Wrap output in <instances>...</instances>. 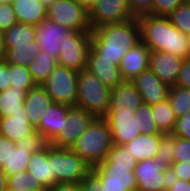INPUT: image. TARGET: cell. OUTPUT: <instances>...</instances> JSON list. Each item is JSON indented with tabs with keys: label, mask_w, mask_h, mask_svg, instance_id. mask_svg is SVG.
Wrapping results in <instances>:
<instances>
[{
	"label": "cell",
	"mask_w": 190,
	"mask_h": 191,
	"mask_svg": "<svg viewBox=\"0 0 190 191\" xmlns=\"http://www.w3.org/2000/svg\"><path fill=\"white\" fill-rule=\"evenodd\" d=\"M91 32V49L101 59L111 60L118 66L128 50L141 42L137 17L124 23L102 25Z\"/></svg>",
	"instance_id": "1"
},
{
	"label": "cell",
	"mask_w": 190,
	"mask_h": 191,
	"mask_svg": "<svg viewBox=\"0 0 190 191\" xmlns=\"http://www.w3.org/2000/svg\"><path fill=\"white\" fill-rule=\"evenodd\" d=\"M137 19L141 30V41L151 51H162L183 59L190 56L188 35L176 29L167 16L146 14Z\"/></svg>",
	"instance_id": "2"
},
{
	"label": "cell",
	"mask_w": 190,
	"mask_h": 191,
	"mask_svg": "<svg viewBox=\"0 0 190 191\" xmlns=\"http://www.w3.org/2000/svg\"><path fill=\"white\" fill-rule=\"evenodd\" d=\"M137 164L124 145H113L106 158L91 171L100 179L102 191H135Z\"/></svg>",
	"instance_id": "3"
},
{
	"label": "cell",
	"mask_w": 190,
	"mask_h": 191,
	"mask_svg": "<svg viewBox=\"0 0 190 191\" xmlns=\"http://www.w3.org/2000/svg\"><path fill=\"white\" fill-rule=\"evenodd\" d=\"M113 145L108 122L104 117H95L71 150L93 168L106 158Z\"/></svg>",
	"instance_id": "4"
},
{
	"label": "cell",
	"mask_w": 190,
	"mask_h": 191,
	"mask_svg": "<svg viewBox=\"0 0 190 191\" xmlns=\"http://www.w3.org/2000/svg\"><path fill=\"white\" fill-rule=\"evenodd\" d=\"M112 88L103 84L88 70L78 75L76 107L85 109L95 117H104L109 110Z\"/></svg>",
	"instance_id": "5"
},
{
	"label": "cell",
	"mask_w": 190,
	"mask_h": 191,
	"mask_svg": "<svg viewBox=\"0 0 190 191\" xmlns=\"http://www.w3.org/2000/svg\"><path fill=\"white\" fill-rule=\"evenodd\" d=\"M52 168L55 172V185L80 183L92 169L71 148L54 146H52Z\"/></svg>",
	"instance_id": "6"
},
{
	"label": "cell",
	"mask_w": 190,
	"mask_h": 191,
	"mask_svg": "<svg viewBox=\"0 0 190 191\" xmlns=\"http://www.w3.org/2000/svg\"><path fill=\"white\" fill-rule=\"evenodd\" d=\"M78 75L76 70L57 65L40 85L53 102L73 107L77 100Z\"/></svg>",
	"instance_id": "7"
},
{
	"label": "cell",
	"mask_w": 190,
	"mask_h": 191,
	"mask_svg": "<svg viewBox=\"0 0 190 191\" xmlns=\"http://www.w3.org/2000/svg\"><path fill=\"white\" fill-rule=\"evenodd\" d=\"M47 19L74 32L92 31L89 13L74 0H55L47 7Z\"/></svg>",
	"instance_id": "8"
},
{
	"label": "cell",
	"mask_w": 190,
	"mask_h": 191,
	"mask_svg": "<svg viewBox=\"0 0 190 191\" xmlns=\"http://www.w3.org/2000/svg\"><path fill=\"white\" fill-rule=\"evenodd\" d=\"M91 31L73 32L60 46L57 64L78 72L85 70L91 48Z\"/></svg>",
	"instance_id": "9"
},
{
	"label": "cell",
	"mask_w": 190,
	"mask_h": 191,
	"mask_svg": "<svg viewBox=\"0 0 190 191\" xmlns=\"http://www.w3.org/2000/svg\"><path fill=\"white\" fill-rule=\"evenodd\" d=\"M134 173L139 191L167 190L170 185V170L160 165L156 158L138 162Z\"/></svg>",
	"instance_id": "10"
},
{
	"label": "cell",
	"mask_w": 190,
	"mask_h": 191,
	"mask_svg": "<svg viewBox=\"0 0 190 191\" xmlns=\"http://www.w3.org/2000/svg\"><path fill=\"white\" fill-rule=\"evenodd\" d=\"M134 18L127 0H96L89 12L92 30L102 25L124 23Z\"/></svg>",
	"instance_id": "11"
},
{
	"label": "cell",
	"mask_w": 190,
	"mask_h": 191,
	"mask_svg": "<svg viewBox=\"0 0 190 191\" xmlns=\"http://www.w3.org/2000/svg\"><path fill=\"white\" fill-rule=\"evenodd\" d=\"M94 118L95 116L85 109L69 107L66 114V128L59 132L49 144L59 148H71Z\"/></svg>",
	"instance_id": "12"
},
{
	"label": "cell",
	"mask_w": 190,
	"mask_h": 191,
	"mask_svg": "<svg viewBox=\"0 0 190 191\" xmlns=\"http://www.w3.org/2000/svg\"><path fill=\"white\" fill-rule=\"evenodd\" d=\"M35 29L36 41L40 49L44 53L51 55L52 59L58 62L60 46H63L65 39L74 31L48 19L42 20L35 26Z\"/></svg>",
	"instance_id": "13"
},
{
	"label": "cell",
	"mask_w": 190,
	"mask_h": 191,
	"mask_svg": "<svg viewBox=\"0 0 190 191\" xmlns=\"http://www.w3.org/2000/svg\"><path fill=\"white\" fill-rule=\"evenodd\" d=\"M104 118L111 129L114 145H125L141 134L135 112H107Z\"/></svg>",
	"instance_id": "14"
},
{
	"label": "cell",
	"mask_w": 190,
	"mask_h": 191,
	"mask_svg": "<svg viewBox=\"0 0 190 191\" xmlns=\"http://www.w3.org/2000/svg\"><path fill=\"white\" fill-rule=\"evenodd\" d=\"M184 59L162 51H150L149 69L169 87L175 86Z\"/></svg>",
	"instance_id": "15"
},
{
	"label": "cell",
	"mask_w": 190,
	"mask_h": 191,
	"mask_svg": "<svg viewBox=\"0 0 190 191\" xmlns=\"http://www.w3.org/2000/svg\"><path fill=\"white\" fill-rule=\"evenodd\" d=\"M52 146L44 143L29 159L27 172L38 179L46 189L55 186V172L52 171Z\"/></svg>",
	"instance_id": "16"
},
{
	"label": "cell",
	"mask_w": 190,
	"mask_h": 191,
	"mask_svg": "<svg viewBox=\"0 0 190 191\" xmlns=\"http://www.w3.org/2000/svg\"><path fill=\"white\" fill-rule=\"evenodd\" d=\"M141 94L143 103L153 105L167 99L169 86L163 83L149 68L131 81Z\"/></svg>",
	"instance_id": "17"
},
{
	"label": "cell",
	"mask_w": 190,
	"mask_h": 191,
	"mask_svg": "<svg viewBox=\"0 0 190 191\" xmlns=\"http://www.w3.org/2000/svg\"><path fill=\"white\" fill-rule=\"evenodd\" d=\"M69 106L53 102L42 114L39 125L36 128L38 137L45 143H50L59 132L67 125L66 114Z\"/></svg>",
	"instance_id": "18"
},
{
	"label": "cell",
	"mask_w": 190,
	"mask_h": 191,
	"mask_svg": "<svg viewBox=\"0 0 190 191\" xmlns=\"http://www.w3.org/2000/svg\"><path fill=\"white\" fill-rule=\"evenodd\" d=\"M0 135L15 143L33 141L38 138L36 128L29 123L24 110L23 113L0 118Z\"/></svg>",
	"instance_id": "19"
},
{
	"label": "cell",
	"mask_w": 190,
	"mask_h": 191,
	"mask_svg": "<svg viewBox=\"0 0 190 191\" xmlns=\"http://www.w3.org/2000/svg\"><path fill=\"white\" fill-rule=\"evenodd\" d=\"M143 103L141 94L131 81L112 88L108 112H135Z\"/></svg>",
	"instance_id": "20"
},
{
	"label": "cell",
	"mask_w": 190,
	"mask_h": 191,
	"mask_svg": "<svg viewBox=\"0 0 190 191\" xmlns=\"http://www.w3.org/2000/svg\"><path fill=\"white\" fill-rule=\"evenodd\" d=\"M150 51L142 41L128 50L119 65L125 81L134 80L143 70L149 68Z\"/></svg>",
	"instance_id": "21"
},
{
	"label": "cell",
	"mask_w": 190,
	"mask_h": 191,
	"mask_svg": "<svg viewBox=\"0 0 190 191\" xmlns=\"http://www.w3.org/2000/svg\"><path fill=\"white\" fill-rule=\"evenodd\" d=\"M86 70L110 88L125 81L118 65L111 62V60L101 59V56L97 55L91 48L88 54Z\"/></svg>",
	"instance_id": "22"
},
{
	"label": "cell",
	"mask_w": 190,
	"mask_h": 191,
	"mask_svg": "<svg viewBox=\"0 0 190 191\" xmlns=\"http://www.w3.org/2000/svg\"><path fill=\"white\" fill-rule=\"evenodd\" d=\"M45 142L38 137L33 141L17 142L14 150H11L8 164L2 170L6 176L26 171L32 153L36 152Z\"/></svg>",
	"instance_id": "23"
},
{
	"label": "cell",
	"mask_w": 190,
	"mask_h": 191,
	"mask_svg": "<svg viewBox=\"0 0 190 191\" xmlns=\"http://www.w3.org/2000/svg\"><path fill=\"white\" fill-rule=\"evenodd\" d=\"M52 103L53 100L51 97L39 84L26 93L24 111L27 114L29 123L33 127H38L42 114L47 112V108L50 107Z\"/></svg>",
	"instance_id": "24"
},
{
	"label": "cell",
	"mask_w": 190,
	"mask_h": 191,
	"mask_svg": "<svg viewBox=\"0 0 190 191\" xmlns=\"http://www.w3.org/2000/svg\"><path fill=\"white\" fill-rule=\"evenodd\" d=\"M12 6L18 23L36 26L47 19V8L41 0H15Z\"/></svg>",
	"instance_id": "25"
},
{
	"label": "cell",
	"mask_w": 190,
	"mask_h": 191,
	"mask_svg": "<svg viewBox=\"0 0 190 191\" xmlns=\"http://www.w3.org/2000/svg\"><path fill=\"white\" fill-rule=\"evenodd\" d=\"M160 141L161 134H140L124 146L140 162L156 157Z\"/></svg>",
	"instance_id": "26"
},
{
	"label": "cell",
	"mask_w": 190,
	"mask_h": 191,
	"mask_svg": "<svg viewBox=\"0 0 190 191\" xmlns=\"http://www.w3.org/2000/svg\"><path fill=\"white\" fill-rule=\"evenodd\" d=\"M35 25L16 23L8 30L2 32L4 49H12L17 46L29 45L36 40Z\"/></svg>",
	"instance_id": "27"
},
{
	"label": "cell",
	"mask_w": 190,
	"mask_h": 191,
	"mask_svg": "<svg viewBox=\"0 0 190 191\" xmlns=\"http://www.w3.org/2000/svg\"><path fill=\"white\" fill-rule=\"evenodd\" d=\"M26 93V90L13 86L0 92V118L23 113Z\"/></svg>",
	"instance_id": "28"
},
{
	"label": "cell",
	"mask_w": 190,
	"mask_h": 191,
	"mask_svg": "<svg viewBox=\"0 0 190 191\" xmlns=\"http://www.w3.org/2000/svg\"><path fill=\"white\" fill-rule=\"evenodd\" d=\"M151 111L158 131L162 134H172L177 117L175 116L168 99L158 104L151 105Z\"/></svg>",
	"instance_id": "29"
},
{
	"label": "cell",
	"mask_w": 190,
	"mask_h": 191,
	"mask_svg": "<svg viewBox=\"0 0 190 191\" xmlns=\"http://www.w3.org/2000/svg\"><path fill=\"white\" fill-rule=\"evenodd\" d=\"M57 65V62L52 59L51 55L41 50L27 67L36 84L40 85L48 78Z\"/></svg>",
	"instance_id": "30"
},
{
	"label": "cell",
	"mask_w": 190,
	"mask_h": 191,
	"mask_svg": "<svg viewBox=\"0 0 190 191\" xmlns=\"http://www.w3.org/2000/svg\"><path fill=\"white\" fill-rule=\"evenodd\" d=\"M40 51L41 49L35 40L30 42L29 45L5 49L3 59L11 64L28 66Z\"/></svg>",
	"instance_id": "31"
},
{
	"label": "cell",
	"mask_w": 190,
	"mask_h": 191,
	"mask_svg": "<svg viewBox=\"0 0 190 191\" xmlns=\"http://www.w3.org/2000/svg\"><path fill=\"white\" fill-rule=\"evenodd\" d=\"M167 99L177 118L190 112V88L171 86Z\"/></svg>",
	"instance_id": "32"
},
{
	"label": "cell",
	"mask_w": 190,
	"mask_h": 191,
	"mask_svg": "<svg viewBox=\"0 0 190 191\" xmlns=\"http://www.w3.org/2000/svg\"><path fill=\"white\" fill-rule=\"evenodd\" d=\"M7 189L23 191H47L37 178L26 171L7 176Z\"/></svg>",
	"instance_id": "33"
},
{
	"label": "cell",
	"mask_w": 190,
	"mask_h": 191,
	"mask_svg": "<svg viewBox=\"0 0 190 191\" xmlns=\"http://www.w3.org/2000/svg\"><path fill=\"white\" fill-rule=\"evenodd\" d=\"M9 75L11 86L15 88L28 92L37 85L27 66L9 63Z\"/></svg>",
	"instance_id": "34"
},
{
	"label": "cell",
	"mask_w": 190,
	"mask_h": 191,
	"mask_svg": "<svg viewBox=\"0 0 190 191\" xmlns=\"http://www.w3.org/2000/svg\"><path fill=\"white\" fill-rule=\"evenodd\" d=\"M175 147L176 136L173 134H161L159 149L155 157L160 165H165L168 169L171 168L174 163L173 155Z\"/></svg>",
	"instance_id": "35"
},
{
	"label": "cell",
	"mask_w": 190,
	"mask_h": 191,
	"mask_svg": "<svg viewBox=\"0 0 190 191\" xmlns=\"http://www.w3.org/2000/svg\"><path fill=\"white\" fill-rule=\"evenodd\" d=\"M135 118H137L138 128L141 130V134H162L158 131L153 118L151 105L142 103L135 111Z\"/></svg>",
	"instance_id": "36"
},
{
	"label": "cell",
	"mask_w": 190,
	"mask_h": 191,
	"mask_svg": "<svg viewBox=\"0 0 190 191\" xmlns=\"http://www.w3.org/2000/svg\"><path fill=\"white\" fill-rule=\"evenodd\" d=\"M167 17L181 33L190 34V0L179 5Z\"/></svg>",
	"instance_id": "37"
},
{
	"label": "cell",
	"mask_w": 190,
	"mask_h": 191,
	"mask_svg": "<svg viewBox=\"0 0 190 191\" xmlns=\"http://www.w3.org/2000/svg\"><path fill=\"white\" fill-rule=\"evenodd\" d=\"M187 0H154L152 4V15L168 16L179 5Z\"/></svg>",
	"instance_id": "38"
},
{
	"label": "cell",
	"mask_w": 190,
	"mask_h": 191,
	"mask_svg": "<svg viewBox=\"0 0 190 191\" xmlns=\"http://www.w3.org/2000/svg\"><path fill=\"white\" fill-rule=\"evenodd\" d=\"M17 23L12 4L0 3V31L8 30Z\"/></svg>",
	"instance_id": "39"
},
{
	"label": "cell",
	"mask_w": 190,
	"mask_h": 191,
	"mask_svg": "<svg viewBox=\"0 0 190 191\" xmlns=\"http://www.w3.org/2000/svg\"><path fill=\"white\" fill-rule=\"evenodd\" d=\"M174 151V162H190V140L176 136V147Z\"/></svg>",
	"instance_id": "40"
},
{
	"label": "cell",
	"mask_w": 190,
	"mask_h": 191,
	"mask_svg": "<svg viewBox=\"0 0 190 191\" xmlns=\"http://www.w3.org/2000/svg\"><path fill=\"white\" fill-rule=\"evenodd\" d=\"M154 0H127L129 9L134 17L150 14L152 15V4Z\"/></svg>",
	"instance_id": "41"
},
{
	"label": "cell",
	"mask_w": 190,
	"mask_h": 191,
	"mask_svg": "<svg viewBox=\"0 0 190 191\" xmlns=\"http://www.w3.org/2000/svg\"><path fill=\"white\" fill-rule=\"evenodd\" d=\"M172 134L174 136L190 140V112L177 118Z\"/></svg>",
	"instance_id": "42"
},
{
	"label": "cell",
	"mask_w": 190,
	"mask_h": 191,
	"mask_svg": "<svg viewBox=\"0 0 190 191\" xmlns=\"http://www.w3.org/2000/svg\"><path fill=\"white\" fill-rule=\"evenodd\" d=\"M169 170L171 177L190 181V162H174Z\"/></svg>",
	"instance_id": "43"
},
{
	"label": "cell",
	"mask_w": 190,
	"mask_h": 191,
	"mask_svg": "<svg viewBox=\"0 0 190 191\" xmlns=\"http://www.w3.org/2000/svg\"><path fill=\"white\" fill-rule=\"evenodd\" d=\"M15 147V142L0 135V168H3L5 164H8L11 150H14Z\"/></svg>",
	"instance_id": "44"
},
{
	"label": "cell",
	"mask_w": 190,
	"mask_h": 191,
	"mask_svg": "<svg viewBox=\"0 0 190 191\" xmlns=\"http://www.w3.org/2000/svg\"><path fill=\"white\" fill-rule=\"evenodd\" d=\"M82 191H102L100 179L91 171L81 182Z\"/></svg>",
	"instance_id": "45"
},
{
	"label": "cell",
	"mask_w": 190,
	"mask_h": 191,
	"mask_svg": "<svg viewBox=\"0 0 190 191\" xmlns=\"http://www.w3.org/2000/svg\"><path fill=\"white\" fill-rule=\"evenodd\" d=\"M175 86L190 88V56L184 59Z\"/></svg>",
	"instance_id": "46"
},
{
	"label": "cell",
	"mask_w": 190,
	"mask_h": 191,
	"mask_svg": "<svg viewBox=\"0 0 190 191\" xmlns=\"http://www.w3.org/2000/svg\"><path fill=\"white\" fill-rule=\"evenodd\" d=\"M9 75V63L4 59L0 60V92L11 87Z\"/></svg>",
	"instance_id": "47"
},
{
	"label": "cell",
	"mask_w": 190,
	"mask_h": 191,
	"mask_svg": "<svg viewBox=\"0 0 190 191\" xmlns=\"http://www.w3.org/2000/svg\"><path fill=\"white\" fill-rule=\"evenodd\" d=\"M167 191H190V181H184L171 177Z\"/></svg>",
	"instance_id": "48"
},
{
	"label": "cell",
	"mask_w": 190,
	"mask_h": 191,
	"mask_svg": "<svg viewBox=\"0 0 190 191\" xmlns=\"http://www.w3.org/2000/svg\"><path fill=\"white\" fill-rule=\"evenodd\" d=\"M47 191H82L80 183L56 184Z\"/></svg>",
	"instance_id": "49"
},
{
	"label": "cell",
	"mask_w": 190,
	"mask_h": 191,
	"mask_svg": "<svg viewBox=\"0 0 190 191\" xmlns=\"http://www.w3.org/2000/svg\"><path fill=\"white\" fill-rule=\"evenodd\" d=\"M82 8H84L88 13L94 7L96 0H74Z\"/></svg>",
	"instance_id": "50"
},
{
	"label": "cell",
	"mask_w": 190,
	"mask_h": 191,
	"mask_svg": "<svg viewBox=\"0 0 190 191\" xmlns=\"http://www.w3.org/2000/svg\"><path fill=\"white\" fill-rule=\"evenodd\" d=\"M7 176L5 172L0 168V191H6L7 190Z\"/></svg>",
	"instance_id": "51"
},
{
	"label": "cell",
	"mask_w": 190,
	"mask_h": 191,
	"mask_svg": "<svg viewBox=\"0 0 190 191\" xmlns=\"http://www.w3.org/2000/svg\"><path fill=\"white\" fill-rule=\"evenodd\" d=\"M4 43H3V37H2V32L0 31V60L3 59L4 57Z\"/></svg>",
	"instance_id": "52"
},
{
	"label": "cell",
	"mask_w": 190,
	"mask_h": 191,
	"mask_svg": "<svg viewBox=\"0 0 190 191\" xmlns=\"http://www.w3.org/2000/svg\"><path fill=\"white\" fill-rule=\"evenodd\" d=\"M55 0H41L43 5L47 8Z\"/></svg>",
	"instance_id": "53"
},
{
	"label": "cell",
	"mask_w": 190,
	"mask_h": 191,
	"mask_svg": "<svg viewBox=\"0 0 190 191\" xmlns=\"http://www.w3.org/2000/svg\"><path fill=\"white\" fill-rule=\"evenodd\" d=\"M15 0H0V3L12 4Z\"/></svg>",
	"instance_id": "54"
},
{
	"label": "cell",
	"mask_w": 190,
	"mask_h": 191,
	"mask_svg": "<svg viewBox=\"0 0 190 191\" xmlns=\"http://www.w3.org/2000/svg\"><path fill=\"white\" fill-rule=\"evenodd\" d=\"M188 43H189V49H190V34L188 35Z\"/></svg>",
	"instance_id": "55"
},
{
	"label": "cell",
	"mask_w": 190,
	"mask_h": 191,
	"mask_svg": "<svg viewBox=\"0 0 190 191\" xmlns=\"http://www.w3.org/2000/svg\"><path fill=\"white\" fill-rule=\"evenodd\" d=\"M6 191H19V190H15V189H7ZM23 191V190H21Z\"/></svg>",
	"instance_id": "56"
}]
</instances>
